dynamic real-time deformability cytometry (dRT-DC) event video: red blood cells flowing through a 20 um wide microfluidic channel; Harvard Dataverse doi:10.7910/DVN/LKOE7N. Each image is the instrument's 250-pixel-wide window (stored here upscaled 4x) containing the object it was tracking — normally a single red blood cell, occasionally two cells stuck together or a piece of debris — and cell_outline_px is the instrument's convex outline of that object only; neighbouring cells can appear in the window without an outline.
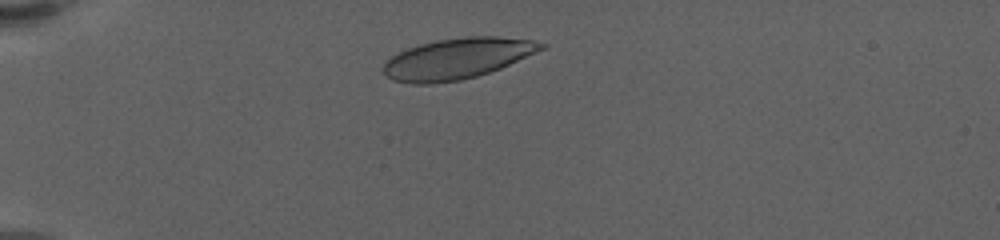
{"species": "human", "species_latin": "Homo sapiens", "temperature_condition": "warm", "stored_images_in_passage": 49, "camera_frame_rate_fps": 3000, "um_per_image_px": 0.085, "donor": {"sex": "female"}, "frame": {"image": 1, "passage_image": 6, "time_ms": 1.667, "image_size_px": [1000, 240], "cell_outline_px": [[548, 44], [544, 48], [536, 52], [500, 68], [476, 76], [460, 80], [428, 84], [412, 84], [392, 80], [380, 68], [392, 56], [408, 48], [420, 44], [436, 40], [464, 36], [496, 36], [532, 40]], "centroid_in_image_um": [38.85, 4.97], "position_along_channel_um": 46.2, "area_um2": 37.28}}
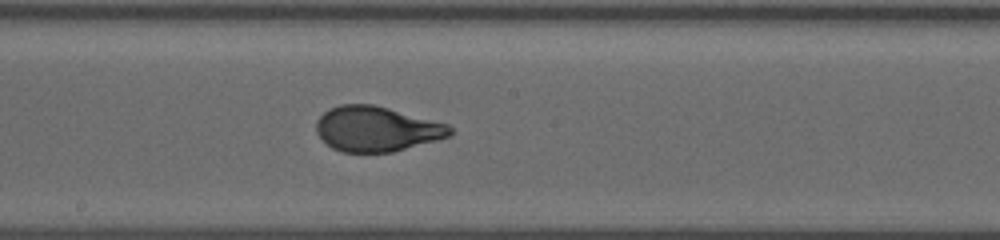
{"frame": {"image": 2, "passage_image": 24, "time_ms": 7.667, "image_size_px": [1000, 240], "cell_outline_px": [[452, 132], [448, 136], [436, 140], [392, 152], [340, 152], [332, 148], [316, 132], [316, 120], [328, 108], [340, 104], [372, 104], [388, 108], [448, 124], [452, 128]], "centroid_in_image_um": [31.97, 10.95], "position_along_channel_um": 216.2, "area_um2": 34.91}}
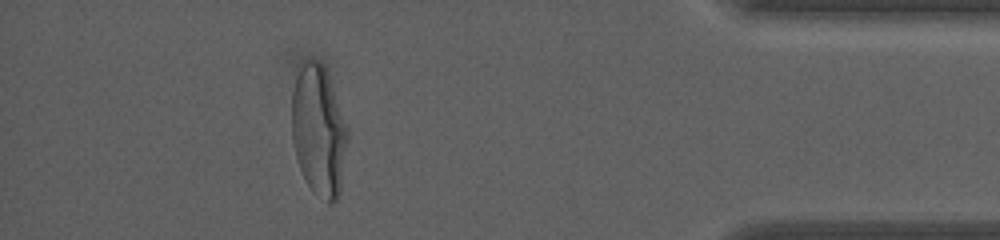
{"frame": {"image": 3, "passage_image": 44, "time_ms": 14.333, "image_size_px": [1000, 240], "cell_outline_px": [[348, 140], [340, 192], [336, 200], [332, 204], [328, 204], [308, 184], [300, 168], [296, 156], [292, 140], [292, 92], [300, 60], [320, 60], [324, 68], [348, 124]], "centroid_in_image_um": [27.09, 11.08], "position_along_channel_um": 408.1, "area_um2": 42.6}, "authors_computed_cell_mechanics": {"area_um2": 36.992, "velocity_mm_per_s": 3.4477, "shape_relaxation_time_tau1_ms": 4.0085, "shape_relaxation_time_tau2_ms": null, "deformation_change_tau1": 0.2192, "deformation_change_tau2": null}}